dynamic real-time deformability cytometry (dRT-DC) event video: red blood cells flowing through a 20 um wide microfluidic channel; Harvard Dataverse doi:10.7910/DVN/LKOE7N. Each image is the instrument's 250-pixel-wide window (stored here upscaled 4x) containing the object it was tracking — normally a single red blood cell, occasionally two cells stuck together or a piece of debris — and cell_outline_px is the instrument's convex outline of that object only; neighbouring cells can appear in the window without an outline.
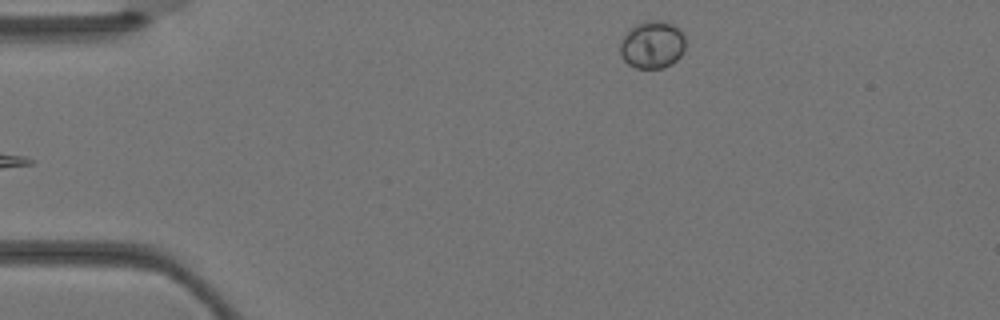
{"species": "Egyptian fruit bat (a non-hibernating species)", "species_latin": "Rousettus aegyptiacus", "temperature_condition": "warm", "stored_images_in_passage": 4, "camera_frame_rate_fps": 3000, "um_per_image_px": 0.085, "animal": {"sex": "female"}, "frame": {"image": 1, "passage_image": 4, "time_ms": 1.0, "image_size_px": [1000, 320], "cell_outline_px": [[684, 48], [680, 56], [672, 64], [664, 68], [636, 68], [628, 64], [620, 56], [620, 44], [624, 36], [636, 24], [648, 20], [664, 20], [680, 28], [684, 36]], "centroid_in_image_um": [55.45, 3.8], "position_along_channel_um": 29.5, "area_um2": 18.15}}